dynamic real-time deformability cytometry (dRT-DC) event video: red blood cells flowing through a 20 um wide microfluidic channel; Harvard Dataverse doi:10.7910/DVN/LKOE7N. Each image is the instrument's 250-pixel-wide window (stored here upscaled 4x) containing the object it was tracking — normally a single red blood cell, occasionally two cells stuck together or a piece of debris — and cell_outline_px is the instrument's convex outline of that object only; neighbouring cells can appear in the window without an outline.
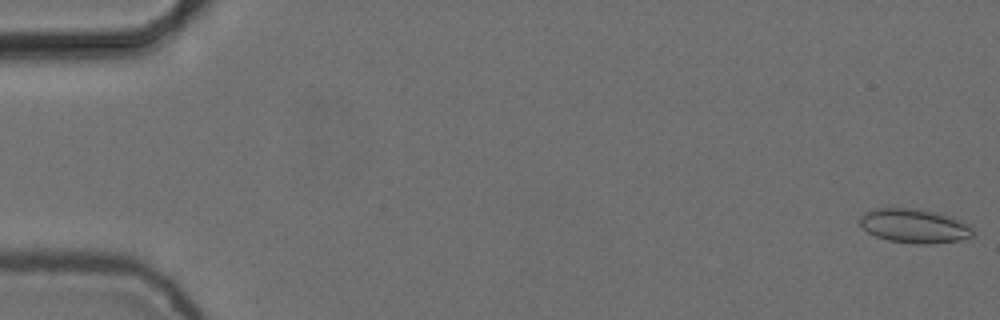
{"species": "common noctule bat (a hibernating species)", "species_latin": "Nyctalus noctula", "temperature_condition": "cold", "stored_images_in_passage": 7, "camera_frame_rate_fps": 3000, "um_per_image_px": 0.085, "animal": {"sex": "female", "body_mass_g": 24.6, "forearm_length_mm": 56.2}, "frame": {"image": 1, "passage_image": 1, "time_ms": 0.0, "image_size_px": [1000, 320], "cell_outline_px": [[976, 232], [972, 236], [960, 240], [924, 244], [888, 240], [876, 236], [868, 232], [860, 224], [860, 216], [872, 208], [920, 208], [940, 212], [952, 216], [972, 224]], "centroid_in_image_um": [77.8, 19.17], "position_along_channel_um": 7.2, "area_um2": 22.83}}
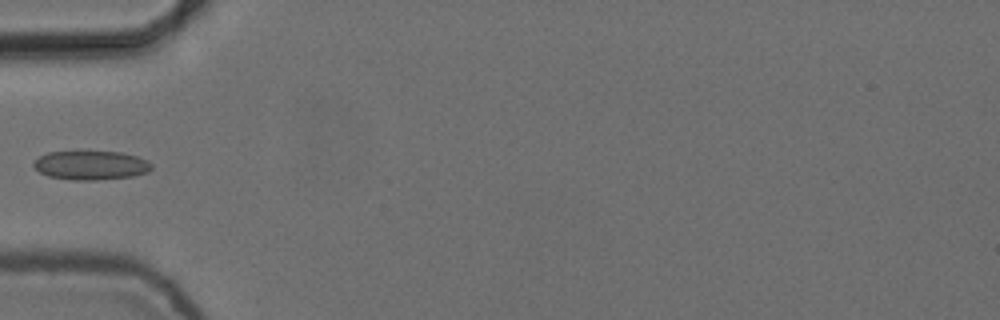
{"frame": {"image": 2, "passage_image": 6, "time_ms": 1.667, "image_size_px": [1000, 320], "cell_outline_px": [[152, 168], [148, 172], [132, 176], [96, 180], [72, 180], [48, 176], [40, 172], [32, 164], [40, 156], [48, 152], [120, 152], [136, 156], [148, 160], [152, 164]], "centroid_in_image_um": [7.75, 14.05], "position_along_channel_um": 77.3, "area_um2": 19.77}}
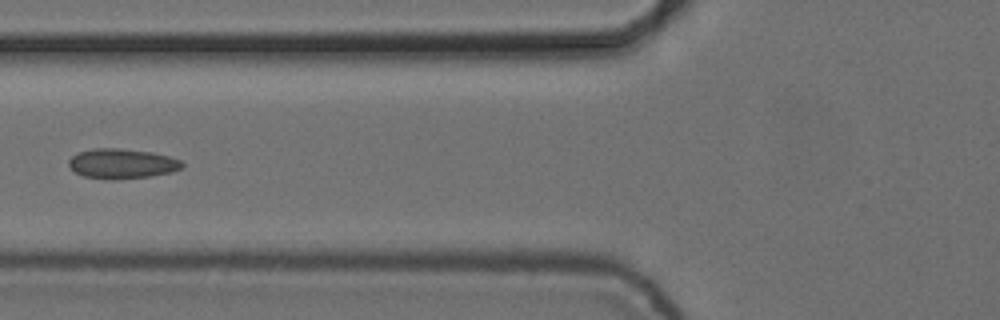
{"frame": {"image": 3, "passage_image": 7, "time_ms": 2.0, "image_size_px": [1000, 320], "cell_outline_px": [[184, 168], [172, 172], [148, 176], [116, 180], [112, 180], [84, 176], [76, 172], [68, 164], [68, 160], [76, 152], [92, 148], [120, 148], [152, 152], [168, 156], [180, 160], [184, 164]], "centroid_in_image_um": [10.37, 13.9], "position_along_channel_um": 115.4, "area_um2": 19.88}}